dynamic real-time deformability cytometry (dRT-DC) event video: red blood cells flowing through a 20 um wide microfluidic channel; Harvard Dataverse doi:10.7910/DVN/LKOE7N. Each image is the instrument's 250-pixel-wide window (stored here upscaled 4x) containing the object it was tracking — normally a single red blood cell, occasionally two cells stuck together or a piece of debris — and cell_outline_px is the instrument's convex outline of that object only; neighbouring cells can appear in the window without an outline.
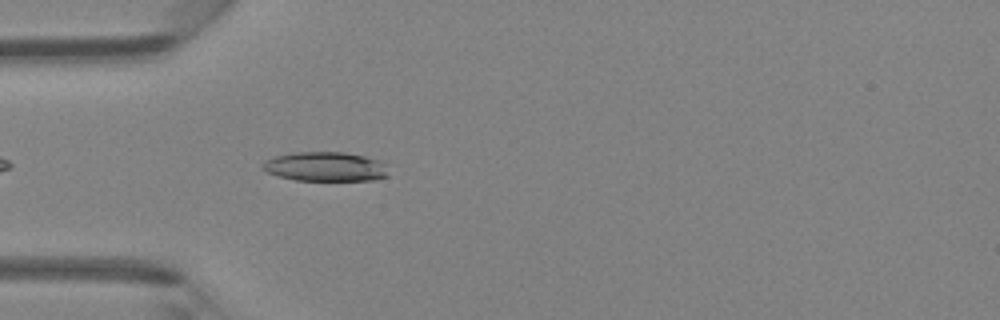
{"species": "Egyptian fruit bat (a non-hibernating species)", "species_latin": "Rousettus aegyptiacus", "temperature_condition": "room temperature", "stored_images_in_passage": 23, "camera_frame_rate_fps": 3000, "um_per_image_px": 0.085, "animal": {"sex": "female"}, "frame": {"image": 1, "passage_image": 4, "time_ms": 1.0, "image_size_px": [1000, 320], "cell_outline_px": [[388, 176], [372, 180], [296, 180], [280, 176], [268, 172], [260, 168], [260, 164], [276, 156], [292, 152], [344, 152], [364, 156], [376, 160], [384, 164]], "centroid_in_image_um": [27.62, 14.16], "position_along_channel_um": 57.4, "area_um2": 21.27}}
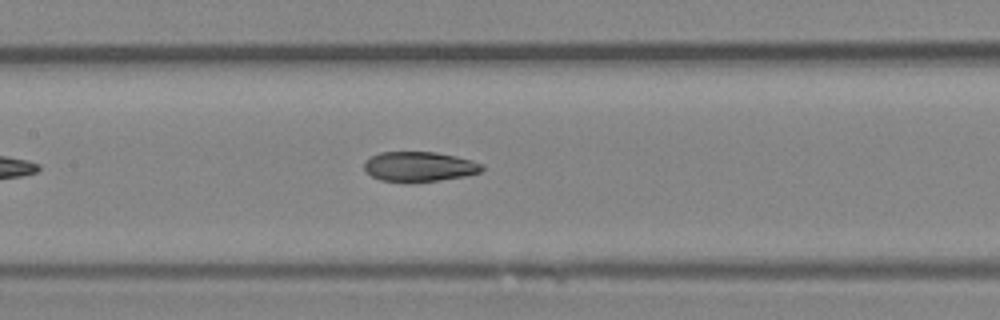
{"frame": {"image": 2, "passage_image": 12, "time_ms": 3.667, "image_size_px": [1000, 320], "cell_outline_px": [[484, 168], [480, 172], [464, 176], [440, 180], [380, 180], [372, 176], [364, 168], [364, 160], [380, 152], [436, 152], [456, 156], [472, 160], [484, 164]], "centroid_in_image_um": [35.67, 14.13], "position_along_channel_um": 171.7, "area_um2": 20.06}}
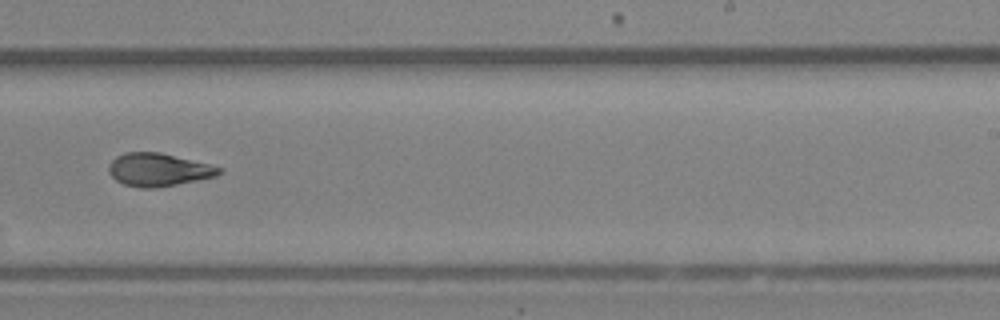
{"frame": {"image": 3, "passage_image": 19, "time_ms": 6.0, "image_size_px": [1000, 320], "cell_outline_px": [[224, 172], [216, 176], [156, 188], [140, 188], [124, 184], [116, 180], [108, 172], [108, 164], [116, 156], [124, 152], [160, 152], [224, 168]], "centroid_in_image_um": [13.45, 14.42], "position_along_channel_um": 275.5, "area_um2": 21.21}}